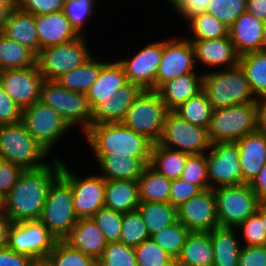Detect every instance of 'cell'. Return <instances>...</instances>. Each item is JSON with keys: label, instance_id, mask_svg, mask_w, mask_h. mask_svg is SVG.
<instances>
[{"label": "cell", "instance_id": "cell-1", "mask_svg": "<svg viewBox=\"0 0 266 266\" xmlns=\"http://www.w3.org/2000/svg\"><path fill=\"white\" fill-rule=\"evenodd\" d=\"M62 157L35 170H24L10 191L2 198L1 208L11 222L38 220L41 217L47 192L61 174Z\"/></svg>", "mask_w": 266, "mask_h": 266}, {"label": "cell", "instance_id": "cell-2", "mask_svg": "<svg viewBox=\"0 0 266 266\" xmlns=\"http://www.w3.org/2000/svg\"><path fill=\"white\" fill-rule=\"evenodd\" d=\"M81 137L93 155L131 156L140 158L146 165L150 164L153 144L122 123L91 125Z\"/></svg>", "mask_w": 266, "mask_h": 266}, {"label": "cell", "instance_id": "cell-3", "mask_svg": "<svg viewBox=\"0 0 266 266\" xmlns=\"http://www.w3.org/2000/svg\"><path fill=\"white\" fill-rule=\"evenodd\" d=\"M0 159L24 170H35L50 163L54 157L28 133L22 122H18L0 125Z\"/></svg>", "mask_w": 266, "mask_h": 266}, {"label": "cell", "instance_id": "cell-4", "mask_svg": "<svg viewBox=\"0 0 266 266\" xmlns=\"http://www.w3.org/2000/svg\"><path fill=\"white\" fill-rule=\"evenodd\" d=\"M202 91L213 109L258 102L239 65L204 73Z\"/></svg>", "mask_w": 266, "mask_h": 266}, {"label": "cell", "instance_id": "cell-5", "mask_svg": "<svg viewBox=\"0 0 266 266\" xmlns=\"http://www.w3.org/2000/svg\"><path fill=\"white\" fill-rule=\"evenodd\" d=\"M39 101L53 108L74 130L83 134L91 126L92 110L84 93L70 91L56 80H43Z\"/></svg>", "mask_w": 266, "mask_h": 266}, {"label": "cell", "instance_id": "cell-6", "mask_svg": "<svg viewBox=\"0 0 266 266\" xmlns=\"http://www.w3.org/2000/svg\"><path fill=\"white\" fill-rule=\"evenodd\" d=\"M169 111L157 91L144 90L130 106L121 123L155 144L162 136Z\"/></svg>", "mask_w": 266, "mask_h": 266}, {"label": "cell", "instance_id": "cell-7", "mask_svg": "<svg viewBox=\"0 0 266 266\" xmlns=\"http://www.w3.org/2000/svg\"><path fill=\"white\" fill-rule=\"evenodd\" d=\"M258 102L213 109L208 127L209 140L215 142H237L256 131Z\"/></svg>", "mask_w": 266, "mask_h": 266}, {"label": "cell", "instance_id": "cell-8", "mask_svg": "<svg viewBox=\"0 0 266 266\" xmlns=\"http://www.w3.org/2000/svg\"><path fill=\"white\" fill-rule=\"evenodd\" d=\"M21 122L26 127L28 133L54 158L58 154L54 151L60 140L64 136L72 133L73 130L64 119L50 106L44 105L40 101L22 110Z\"/></svg>", "mask_w": 266, "mask_h": 266}, {"label": "cell", "instance_id": "cell-9", "mask_svg": "<svg viewBox=\"0 0 266 266\" xmlns=\"http://www.w3.org/2000/svg\"><path fill=\"white\" fill-rule=\"evenodd\" d=\"M58 239L63 240L77 223L70 184L59 175L50 185L39 219Z\"/></svg>", "mask_w": 266, "mask_h": 266}, {"label": "cell", "instance_id": "cell-10", "mask_svg": "<svg viewBox=\"0 0 266 266\" xmlns=\"http://www.w3.org/2000/svg\"><path fill=\"white\" fill-rule=\"evenodd\" d=\"M90 37L79 36L65 44L41 49L36 57V64L44 80H56L93 56L89 47Z\"/></svg>", "mask_w": 266, "mask_h": 266}, {"label": "cell", "instance_id": "cell-11", "mask_svg": "<svg viewBox=\"0 0 266 266\" xmlns=\"http://www.w3.org/2000/svg\"><path fill=\"white\" fill-rule=\"evenodd\" d=\"M58 239L38 220L12 222L7 237V247L29 256L40 265L54 249Z\"/></svg>", "mask_w": 266, "mask_h": 266}, {"label": "cell", "instance_id": "cell-12", "mask_svg": "<svg viewBox=\"0 0 266 266\" xmlns=\"http://www.w3.org/2000/svg\"><path fill=\"white\" fill-rule=\"evenodd\" d=\"M62 159L61 176L70 184L74 211L79 219L91 218L104 207L106 180L94 171L80 176ZM74 172V173H73ZM97 173V174H96Z\"/></svg>", "mask_w": 266, "mask_h": 266}, {"label": "cell", "instance_id": "cell-13", "mask_svg": "<svg viewBox=\"0 0 266 266\" xmlns=\"http://www.w3.org/2000/svg\"><path fill=\"white\" fill-rule=\"evenodd\" d=\"M213 191L218 222L223 227H237L257 211L260 203L250 184L222 186Z\"/></svg>", "mask_w": 266, "mask_h": 266}, {"label": "cell", "instance_id": "cell-14", "mask_svg": "<svg viewBox=\"0 0 266 266\" xmlns=\"http://www.w3.org/2000/svg\"><path fill=\"white\" fill-rule=\"evenodd\" d=\"M163 39V54L155 78V91L164 83L179 76L200 73L195 63L191 41L182 33ZM182 35V36H181Z\"/></svg>", "mask_w": 266, "mask_h": 266}, {"label": "cell", "instance_id": "cell-15", "mask_svg": "<svg viewBox=\"0 0 266 266\" xmlns=\"http://www.w3.org/2000/svg\"><path fill=\"white\" fill-rule=\"evenodd\" d=\"M158 143L189 155L204 154L211 147L207 128L193 125L173 111H169L166 116Z\"/></svg>", "mask_w": 266, "mask_h": 266}, {"label": "cell", "instance_id": "cell-16", "mask_svg": "<svg viewBox=\"0 0 266 266\" xmlns=\"http://www.w3.org/2000/svg\"><path fill=\"white\" fill-rule=\"evenodd\" d=\"M211 189L242 184L239 149L236 142H215L205 153Z\"/></svg>", "mask_w": 266, "mask_h": 266}, {"label": "cell", "instance_id": "cell-17", "mask_svg": "<svg viewBox=\"0 0 266 266\" xmlns=\"http://www.w3.org/2000/svg\"><path fill=\"white\" fill-rule=\"evenodd\" d=\"M135 53L125 58L116 57L122 65L128 82L140 85L144 90L155 91V78L163 54V38L143 43ZM143 47V48H142ZM139 49V50H138ZM134 54V55H133Z\"/></svg>", "mask_w": 266, "mask_h": 266}, {"label": "cell", "instance_id": "cell-18", "mask_svg": "<svg viewBox=\"0 0 266 266\" xmlns=\"http://www.w3.org/2000/svg\"><path fill=\"white\" fill-rule=\"evenodd\" d=\"M178 221L191 232H208L220 226L213 189L201 191L177 207Z\"/></svg>", "mask_w": 266, "mask_h": 266}, {"label": "cell", "instance_id": "cell-19", "mask_svg": "<svg viewBox=\"0 0 266 266\" xmlns=\"http://www.w3.org/2000/svg\"><path fill=\"white\" fill-rule=\"evenodd\" d=\"M43 80L37 64L28 68L0 71L1 87L22 110L39 101Z\"/></svg>", "mask_w": 266, "mask_h": 266}, {"label": "cell", "instance_id": "cell-20", "mask_svg": "<svg viewBox=\"0 0 266 266\" xmlns=\"http://www.w3.org/2000/svg\"><path fill=\"white\" fill-rule=\"evenodd\" d=\"M190 41L194 48L196 66L200 72L203 70V74L213 70L233 68L238 65L239 55L229 36Z\"/></svg>", "mask_w": 266, "mask_h": 266}, {"label": "cell", "instance_id": "cell-21", "mask_svg": "<svg viewBox=\"0 0 266 266\" xmlns=\"http://www.w3.org/2000/svg\"><path fill=\"white\" fill-rule=\"evenodd\" d=\"M144 89L135 83L128 82L120 88L110 100L98 102L92 110L91 125L103 123H121L130 108Z\"/></svg>", "mask_w": 266, "mask_h": 266}, {"label": "cell", "instance_id": "cell-22", "mask_svg": "<svg viewBox=\"0 0 266 266\" xmlns=\"http://www.w3.org/2000/svg\"><path fill=\"white\" fill-rule=\"evenodd\" d=\"M35 25L39 52L41 49L65 44L79 37L63 11L35 16Z\"/></svg>", "mask_w": 266, "mask_h": 266}, {"label": "cell", "instance_id": "cell-23", "mask_svg": "<svg viewBox=\"0 0 266 266\" xmlns=\"http://www.w3.org/2000/svg\"><path fill=\"white\" fill-rule=\"evenodd\" d=\"M242 184H250L266 163V137L255 131L237 142Z\"/></svg>", "mask_w": 266, "mask_h": 266}, {"label": "cell", "instance_id": "cell-24", "mask_svg": "<svg viewBox=\"0 0 266 266\" xmlns=\"http://www.w3.org/2000/svg\"><path fill=\"white\" fill-rule=\"evenodd\" d=\"M263 22L245 12L228 28V36L239 56L261 51L263 43Z\"/></svg>", "mask_w": 266, "mask_h": 266}, {"label": "cell", "instance_id": "cell-25", "mask_svg": "<svg viewBox=\"0 0 266 266\" xmlns=\"http://www.w3.org/2000/svg\"><path fill=\"white\" fill-rule=\"evenodd\" d=\"M101 68L97 80L91 85L85 96L92 109L98 102L110 100L121 87L128 83L122 65L111 58Z\"/></svg>", "mask_w": 266, "mask_h": 266}, {"label": "cell", "instance_id": "cell-26", "mask_svg": "<svg viewBox=\"0 0 266 266\" xmlns=\"http://www.w3.org/2000/svg\"><path fill=\"white\" fill-rule=\"evenodd\" d=\"M70 247L98 261L107 242L92 218H81L63 239Z\"/></svg>", "mask_w": 266, "mask_h": 266}, {"label": "cell", "instance_id": "cell-27", "mask_svg": "<svg viewBox=\"0 0 266 266\" xmlns=\"http://www.w3.org/2000/svg\"><path fill=\"white\" fill-rule=\"evenodd\" d=\"M95 160L96 172H100L108 180H133L138 181L147 166L140 158L119 156L117 154L92 155Z\"/></svg>", "mask_w": 266, "mask_h": 266}, {"label": "cell", "instance_id": "cell-28", "mask_svg": "<svg viewBox=\"0 0 266 266\" xmlns=\"http://www.w3.org/2000/svg\"><path fill=\"white\" fill-rule=\"evenodd\" d=\"M2 33L30 49L36 56L39 54V38L33 14L21 10L18 6L12 8Z\"/></svg>", "mask_w": 266, "mask_h": 266}, {"label": "cell", "instance_id": "cell-29", "mask_svg": "<svg viewBox=\"0 0 266 266\" xmlns=\"http://www.w3.org/2000/svg\"><path fill=\"white\" fill-rule=\"evenodd\" d=\"M208 233L214 254L212 266H239L242 243L236 227L218 226Z\"/></svg>", "mask_w": 266, "mask_h": 266}, {"label": "cell", "instance_id": "cell-30", "mask_svg": "<svg viewBox=\"0 0 266 266\" xmlns=\"http://www.w3.org/2000/svg\"><path fill=\"white\" fill-rule=\"evenodd\" d=\"M203 72L179 76L164 83L157 92L162 102L172 111L179 104L198 95L203 89Z\"/></svg>", "mask_w": 266, "mask_h": 266}, {"label": "cell", "instance_id": "cell-31", "mask_svg": "<svg viewBox=\"0 0 266 266\" xmlns=\"http://www.w3.org/2000/svg\"><path fill=\"white\" fill-rule=\"evenodd\" d=\"M140 205L138 181L108 180L105 186L104 207L126 213Z\"/></svg>", "mask_w": 266, "mask_h": 266}, {"label": "cell", "instance_id": "cell-32", "mask_svg": "<svg viewBox=\"0 0 266 266\" xmlns=\"http://www.w3.org/2000/svg\"><path fill=\"white\" fill-rule=\"evenodd\" d=\"M109 59V53L106 56L102 55L100 58L94 54L79 67L62 74L56 81L70 91L86 94L91 85L97 80L102 66Z\"/></svg>", "mask_w": 266, "mask_h": 266}, {"label": "cell", "instance_id": "cell-33", "mask_svg": "<svg viewBox=\"0 0 266 266\" xmlns=\"http://www.w3.org/2000/svg\"><path fill=\"white\" fill-rule=\"evenodd\" d=\"M213 247L208 232H191L175 260L183 266H212Z\"/></svg>", "mask_w": 266, "mask_h": 266}, {"label": "cell", "instance_id": "cell-34", "mask_svg": "<svg viewBox=\"0 0 266 266\" xmlns=\"http://www.w3.org/2000/svg\"><path fill=\"white\" fill-rule=\"evenodd\" d=\"M238 65L257 100H266V52L256 51L239 56Z\"/></svg>", "mask_w": 266, "mask_h": 266}, {"label": "cell", "instance_id": "cell-35", "mask_svg": "<svg viewBox=\"0 0 266 266\" xmlns=\"http://www.w3.org/2000/svg\"><path fill=\"white\" fill-rule=\"evenodd\" d=\"M189 154L155 143L151 148L150 166L168 179L180 178Z\"/></svg>", "mask_w": 266, "mask_h": 266}, {"label": "cell", "instance_id": "cell-36", "mask_svg": "<svg viewBox=\"0 0 266 266\" xmlns=\"http://www.w3.org/2000/svg\"><path fill=\"white\" fill-rule=\"evenodd\" d=\"M140 202H169L171 179L147 165L138 179Z\"/></svg>", "mask_w": 266, "mask_h": 266}, {"label": "cell", "instance_id": "cell-37", "mask_svg": "<svg viewBox=\"0 0 266 266\" xmlns=\"http://www.w3.org/2000/svg\"><path fill=\"white\" fill-rule=\"evenodd\" d=\"M184 26L185 36L189 40H208L228 37V26L214 15L203 12L192 17Z\"/></svg>", "mask_w": 266, "mask_h": 266}, {"label": "cell", "instance_id": "cell-38", "mask_svg": "<svg viewBox=\"0 0 266 266\" xmlns=\"http://www.w3.org/2000/svg\"><path fill=\"white\" fill-rule=\"evenodd\" d=\"M138 211L143 217L150 237L178 221L177 207L169 202H140Z\"/></svg>", "mask_w": 266, "mask_h": 266}, {"label": "cell", "instance_id": "cell-39", "mask_svg": "<svg viewBox=\"0 0 266 266\" xmlns=\"http://www.w3.org/2000/svg\"><path fill=\"white\" fill-rule=\"evenodd\" d=\"M36 57L27 47L0 33V71L35 66Z\"/></svg>", "mask_w": 266, "mask_h": 266}, {"label": "cell", "instance_id": "cell-40", "mask_svg": "<svg viewBox=\"0 0 266 266\" xmlns=\"http://www.w3.org/2000/svg\"><path fill=\"white\" fill-rule=\"evenodd\" d=\"M98 2V0H65L63 14L68 18L71 27L79 36H86L88 30L86 27L91 25L90 19L97 18L96 10H98V6H101ZM94 13L95 16H93Z\"/></svg>", "mask_w": 266, "mask_h": 266}, {"label": "cell", "instance_id": "cell-41", "mask_svg": "<svg viewBox=\"0 0 266 266\" xmlns=\"http://www.w3.org/2000/svg\"><path fill=\"white\" fill-rule=\"evenodd\" d=\"M172 111L189 123L208 129L213 108L206 94L201 91L198 95L179 104Z\"/></svg>", "mask_w": 266, "mask_h": 266}, {"label": "cell", "instance_id": "cell-42", "mask_svg": "<svg viewBox=\"0 0 266 266\" xmlns=\"http://www.w3.org/2000/svg\"><path fill=\"white\" fill-rule=\"evenodd\" d=\"M97 261L58 240L54 249L46 256L41 266H95Z\"/></svg>", "mask_w": 266, "mask_h": 266}, {"label": "cell", "instance_id": "cell-43", "mask_svg": "<svg viewBox=\"0 0 266 266\" xmlns=\"http://www.w3.org/2000/svg\"><path fill=\"white\" fill-rule=\"evenodd\" d=\"M191 231L180 221L166 226L151 236L152 240L175 260Z\"/></svg>", "mask_w": 266, "mask_h": 266}, {"label": "cell", "instance_id": "cell-44", "mask_svg": "<svg viewBox=\"0 0 266 266\" xmlns=\"http://www.w3.org/2000/svg\"><path fill=\"white\" fill-rule=\"evenodd\" d=\"M148 238H150L149 231L138 209L123 213L119 242L135 248Z\"/></svg>", "mask_w": 266, "mask_h": 266}, {"label": "cell", "instance_id": "cell-45", "mask_svg": "<svg viewBox=\"0 0 266 266\" xmlns=\"http://www.w3.org/2000/svg\"><path fill=\"white\" fill-rule=\"evenodd\" d=\"M134 250L137 266H172L175 262L151 237L142 241Z\"/></svg>", "mask_w": 266, "mask_h": 266}, {"label": "cell", "instance_id": "cell-46", "mask_svg": "<svg viewBox=\"0 0 266 266\" xmlns=\"http://www.w3.org/2000/svg\"><path fill=\"white\" fill-rule=\"evenodd\" d=\"M91 218L107 243L120 241L123 213L102 207Z\"/></svg>", "mask_w": 266, "mask_h": 266}, {"label": "cell", "instance_id": "cell-47", "mask_svg": "<svg viewBox=\"0 0 266 266\" xmlns=\"http://www.w3.org/2000/svg\"><path fill=\"white\" fill-rule=\"evenodd\" d=\"M97 263L100 266H137L135 250L121 242H109Z\"/></svg>", "mask_w": 266, "mask_h": 266}, {"label": "cell", "instance_id": "cell-48", "mask_svg": "<svg viewBox=\"0 0 266 266\" xmlns=\"http://www.w3.org/2000/svg\"><path fill=\"white\" fill-rule=\"evenodd\" d=\"M206 12L230 27L240 15L247 12V0H212Z\"/></svg>", "mask_w": 266, "mask_h": 266}, {"label": "cell", "instance_id": "cell-49", "mask_svg": "<svg viewBox=\"0 0 266 266\" xmlns=\"http://www.w3.org/2000/svg\"><path fill=\"white\" fill-rule=\"evenodd\" d=\"M180 179L199 186L202 190L210 189L206 156L189 155Z\"/></svg>", "mask_w": 266, "mask_h": 266}, {"label": "cell", "instance_id": "cell-50", "mask_svg": "<svg viewBox=\"0 0 266 266\" xmlns=\"http://www.w3.org/2000/svg\"><path fill=\"white\" fill-rule=\"evenodd\" d=\"M237 232L242 245L264 246L266 245V231L261 216L255 212L237 227Z\"/></svg>", "mask_w": 266, "mask_h": 266}, {"label": "cell", "instance_id": "cell-51", "mask_svg": "<svg viewBox=\"0 0 266 266\" xmlns=\"http://www.w3.org/2000/svg\"><path fill=\"white\" fill-rule=\"evenodd\" d=\"M65 0H17V6L34 16L63 10Z\"/></svg>", "mask_w": 266, "mask_h": 266}, {"label": "cell", "instance_id": "cell-52", "mask_svg": "<svg viewBox=\"0 0 266 266\" xmlns=\"http://www.w3.org/2000/svg\"><path fill=\"white\" fill-rule=\"evenodd\" d=\"M203 191L199 186L190 184L180 178L171 180L169 203L178 207L193 196Z\"/></svg>", "mask_w": 266, "mask_h": 266}, {"label": "cell", "instance_id": "cell-53", "mask_svg": "<svg viewBox=\"0 0 266 266\" xmlns=\"http://www.w3.org/2000/svg\"><path fill=\"white\" fill-rule=\"evenodd\" d=\"M22 108L0 85V125L21 122Z\"/></svg>", "mask_w": 266, "mask_h": 266}, {"label": "cell", "instance_id": "cell-54", "mask_svg": "<svg viewBox=\"0 0 266 266\" xmlns=\"http://www.w3.org/2000/svg\"><path fill=\"white\" fill-rule=\"evenodd\" d=\"M24 169L19 165L12 164L0 159V197L3 198L16 181L20 178Z\"/></svg>", "mask_w": 266, "mask_h": 266}, {"label": "cell", "instance_id": "cell-55", "mask_svg": "<svg viewBox=\"0 0 266 266\" xmlns=\"http://www.w3.org/2000/svg\"><path fill=\"white\" fill-rule=\"evenodd\" d=\"M239 266H266V245H242L239 255Z\"/></svg>", "mask_w": 266, "mask_h": 266}, {"label": "cell", "instance_id": "cell-56", "mask_svg": "<svg viewBox=\"0 0 266 266\" xmlns=\"http://www.w3.org/2000/svg\"><path fill=\"white\" fill-rule=\"evenodd\" d=\"M212 0H185V2L174 12L175 15H178V20L182 21L183 24H186L192 17L206 12L208 3ZM182 18V19H181Z\"/></svg>", "mask_w": 266, "mask_h": 266}, {"label": "cell", "instance_id": "cell-57", "mask_svg": "<svg viewBox=\"0 0 266 266\" xmlns=\"http://www.w3.org/2000/svg\"><path fill=\"white\" fill-rule=\"evenodd\" d=\"M0 266H40V264L29 256L4 247L0 249Z\"/></svg>", "mask_w": 266, "mask_h": 266}, {"label": "cell", "instance_id": "cell-58", "mask_svg": "<svg viewBox=\"0 0 266 266\" xmlns=\"http://www.w3.org/2000/svg\"><path fill=\"white\" fill-rule=\"evenodd\" d=\"M260 202H266V163L256 178L250 183Z\"/></svg>", "mask_w": 266, "mask_h": 266}, {"label": "cell", "instance_id": "cell-59", "mask_svg": "<svg viewBox=\"0 0 266 266\" xmlns=\"http://www.w3.org/2000/svg\"><path fill=\"white\" fill-rule=\"evenodd\" d=\"M247 12L262 22L266 21V0H247Z\"/></svg>", "mask_w": 266, "mask_h": 266}, {"label": "cell", "instance_id": "cell-60", "mask_svg": "<svg viewBox=\"0 0 266 266\" xmlns=\"http://www.w3.org/2000/svg\"><path fill=\"white\" fill-rule=\"evenodd\" d=\"M256 131L266 137V100H258L256 111Z\"/></svg>", "mask_w": 266, "mask_h": 266}, {"label": "cell", "instance_id": "cell-61", "mask_svg": "<svg viewBox=\"0 0 266 266\" xmlns=\"http://www.w3.org/2000/svg\"><path fill=\"white\" fill-rule=\"evenodd\" d=\"M11 223L0 207V249L7 247L8 230Z\"/></svg>", "mask_w": 266, "mask_h": 266}, {"label": "cell", "instance_id": "cell-62", "mask_svg": "<svg viewBox=\"0 0 266 266\" xmlns=\"http://www.w3.org/2000/svg\"><path fill=\"white\" fill-rule=\"evenodd\" d=\"M16 6L17 4H0V33L3 32L9 12Z\"/></svg>", "mask_w": 266, "mask_h": 266}, {"label": "cell", "instance_id": "cell-63", "mask_svg": "<svg viewBox=\"0 0 266 266\" xmlns=\"http://www.w3.org/2000/svg\"><path fill=\"white\" fill-rule=\"evenodd\" d=\"M184 2L185 0H164L165 5L167 4L170 10L168 14L171 13V10L173 11L171 14H173Z\"/></svg>", "mask_w": 266, "mask_h": 266}, {"label": "cell", "instance_id": "cell-64", "mask_svg": "<svg viewBox=\"0 0 266 266\" xmlns=\"http://www.w3.org/2000/svg\"><path fill=\"white\" fill-rule=\"evenodd\" d=\"M260 216L266 231V202H260L256 211Z\"/></svg>", "mask_w": 266, "mask_h": 266}, {"label": "cell", "instance_id": "cell-65", "mask_svg": "<svg viewBox=\"0 0 266 266\" xmlns=\"http://www.w3.org/2000/svg\"><path fill=\"white\" fill-rule=\"evenodd\" d=\"M263 43L261 51L266 52V21L263 22Z\"/></svg>", "mask_w": 266, "mask_h": 266}, {"label": "cell", "instance_id": "cell-66", "mask_svg": "<svg viewBox=\"0 0 266 266\" xmlns=\"http://www.w3.org/2000/svg\"><path fill=\"white\" fill-rule=\"evenodd\" d=\"M0 4H17V0H0Z\"/></svg>", "mask_w": 266, "mask_h": 266}, {"label": "cell", "instance_id": "cell-67", "mask_svg": "<svg viewBox=\"0 0 266 266\" xmlns=\"http://www.w3.org/2000/svg\"><path fill=\"white\" fill-rule=\"evenodd\" d=\"M172 266H183V265H181V264H179V263H177V262L175 261L174 264H173Z\"/></svg>", "mask_w": 266, "mask_h": 266}, {"label": "cell", "instance_id": "cell-68", "mask_svg": "<svg viewBox=\"0 0 266 266\" xmlns=\"http://www.w3.org/2000/svg\"><path fill=\"white\" fill-rule=\"evenodd\" d=\"M1 204H2V198L0 197V207H1Z\"/></svg>", "mask_w": 266, "mask_h": 266}]
</instances>
